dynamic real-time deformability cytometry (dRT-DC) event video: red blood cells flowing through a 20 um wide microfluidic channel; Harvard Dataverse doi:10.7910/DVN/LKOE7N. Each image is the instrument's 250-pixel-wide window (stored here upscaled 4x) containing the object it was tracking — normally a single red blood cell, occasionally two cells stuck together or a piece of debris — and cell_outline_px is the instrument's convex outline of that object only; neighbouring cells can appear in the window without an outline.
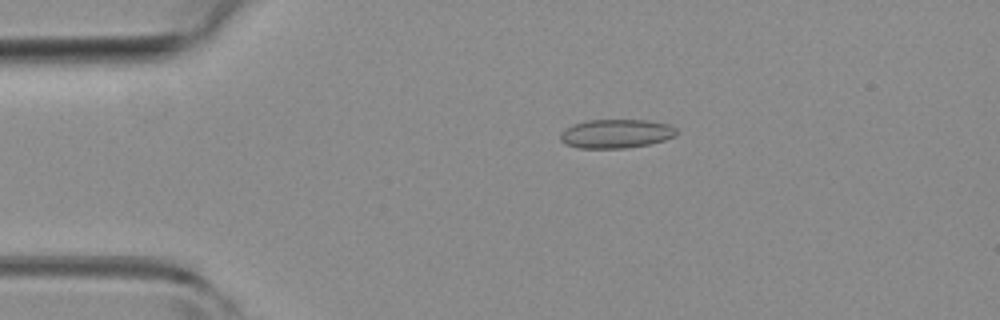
{"species": "common noctule bat (a hibernating species)", "species_latin": "Nyctalus noctula", "temperature_condition": "room temperature", "stored_images_in_passage": 51, "camera_frame_rate_fps": 3000, "um_per_image_px": 0.085, "animal": {"sex": "female", "body_mass_g": 19.3, "forearm_length_mm": 54.1}, "frame": {"image": 1, "passage_image": 10, "time_ms": 3.0, "image_size_px": [1000, 320], "cell_outline_px": [[676, 136], [664, 140], [648, 144], [624, 148], [576, 148], [564, 144], [560, 140], [560, 132], [564, 128], [572, 124], [588, 120], [644, 120], [668, 124], [676, 128]], "centroid_in_image_um": [52.31, 11.36], "position_along_channel_um": 32.7, "area_um2": 19.65}}
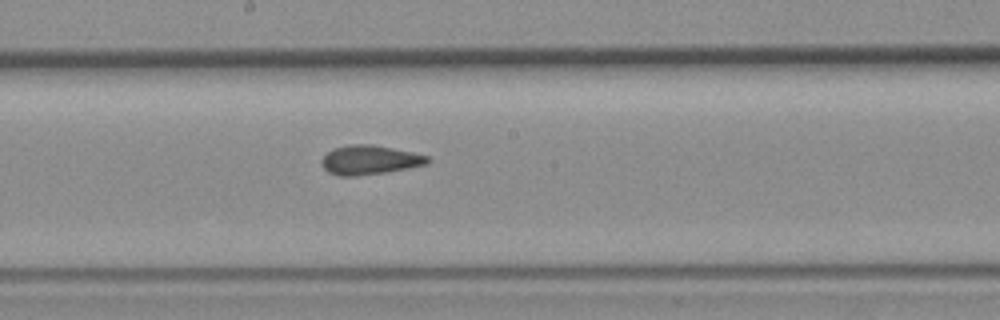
{"frame": {"image": 2, "passage_image": 27, "time_ms": 8.667, "image_size_px": [1000, 320], "cell_outline_px": [[432, 160], [428, 164], [408, 168], [384, 172], [356, 176], [340, 176], [328, 172], [320, 164], [320, 160], [332, 148], [348, 144], [372, 144], [412, 152], [428, 156]], "centroid_in_image_um": [31.4, 13.59], "position_along_channel_um": 216.8, "area_um2": 18.15}}
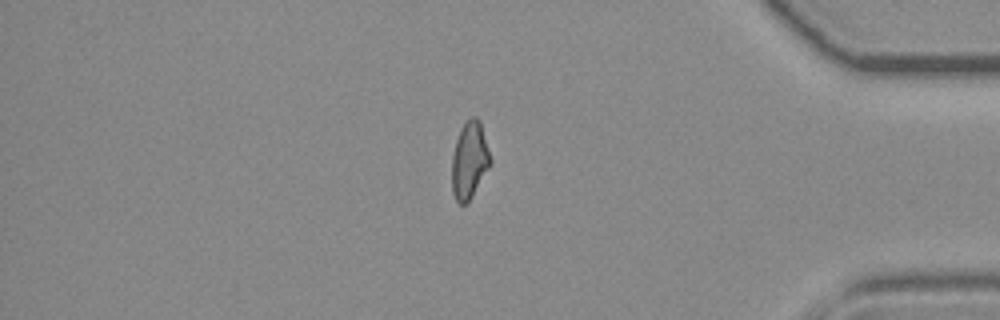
{"frame": {"image": 3, "passage_image": 43, "time_ms": 14.0, "image_size_px": [1000, 320], "cell_outline_px": [[492, 164], [468, 200], [464, 204], [460, 204], [456, 200], [452, 192], [452, 156], [456, 140], [460, 128], [472, 116], [476, 116], [480, 120], [492, 160]], "centroid_in_image_um": [39.91, 13.59], "position_along_channel_um": 395.3, "area_um2": 17.17}, "authors_computed_cell_mechanics": {"area_um2": 17.9758, "velocity_mm_per_s": 3.9855, "shape_relaxation_time_tau1_ms": null, "shape_relaxation_time_tau2_ms": 1.7592, "deformation_change_tau1": null, "deformation_change_tau2": 0.0875}}